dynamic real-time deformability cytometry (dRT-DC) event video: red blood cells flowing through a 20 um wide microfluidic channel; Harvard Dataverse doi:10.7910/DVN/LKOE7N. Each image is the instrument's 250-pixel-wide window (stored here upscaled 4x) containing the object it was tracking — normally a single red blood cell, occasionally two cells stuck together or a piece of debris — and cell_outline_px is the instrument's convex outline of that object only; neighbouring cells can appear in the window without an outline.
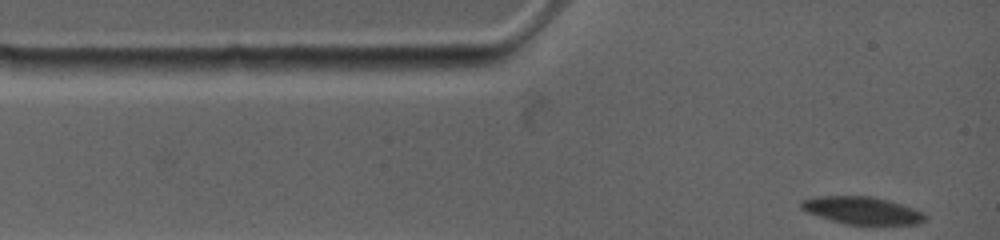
{"species": "common noctule bat (a hibernating species)", "species_latin": "Nyctalus noctula", "temperature_condition": "warm", "stored_images_in_passage": 16, "camera_frame_rate_fps": 4500, "um_per_image_px": 0.085, "animal": {"sex": "female", "body_mass_g": 19.0, "forearm_length_mm": 53.3}, "frame": {"image": 1, "passage_image": 1, "time_ms": 0.0, "image_size_px": [1000, 240], "cell_outline_px": [[928, 216], [920, 224], [844, 224], [808, 212], [800, 208], [800, 200], [820, 196], [868, 196], [888, 200], [912, 208]], "centroid_in_image_um": [73.25, 17.88], "position_along_channel_um": 11.7, "area_um2": 19.48}}
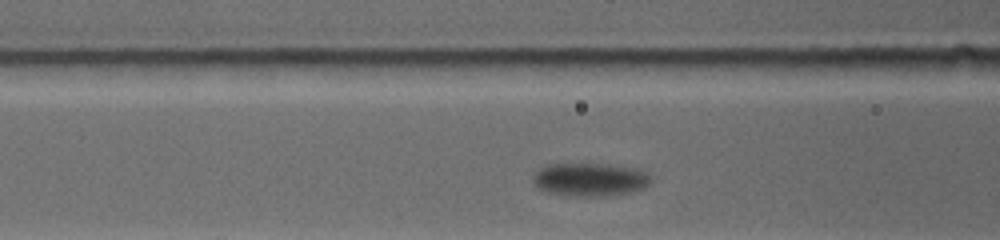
{"frame": {"image": 2, "passage_image": 10, "time_ms": 4.0, "image_size_px": [1000, 240], "cell_outline_px": [[652, 180], [644, 188], [628, 192], [600, 196], [568, 196], [548, 192], [536, 188], [532, 180], [532, 176], [540, 168], [548, 164], [604, 164], [632, 168], [644, 172], [652, 176]], "centroid_in_image_um": [50.09, 15.26], "position_along_channel_um": 116.5, "area_um2": 22.72}}
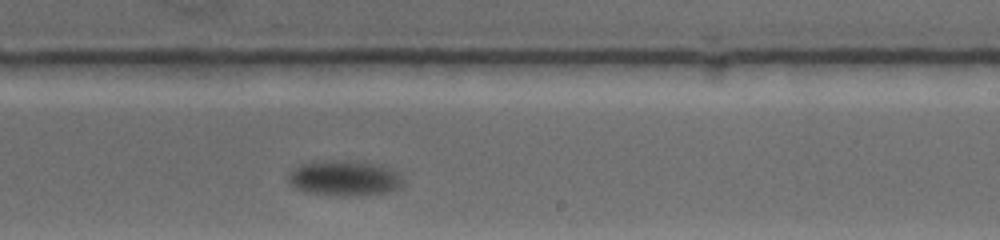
{"frame": {"image": 3, "passage_image": 16, "time_ms": 8.222, "image_size_px": [1000, 240], "cell_outline_px": [[400, 184], [392, 192], [352, 196], [340, 196], [304, 192], [296, 188], [288, 180], [288, 176], [296, 168], [304, 164], [324, 160], [348, 160], [368, 164], [384, 168], [396, 172], [400, 180]], "centroid_in_image_um": [29.2, 15.17], "position_along_channel_um": 259.8, "area_um2": 22.89}}